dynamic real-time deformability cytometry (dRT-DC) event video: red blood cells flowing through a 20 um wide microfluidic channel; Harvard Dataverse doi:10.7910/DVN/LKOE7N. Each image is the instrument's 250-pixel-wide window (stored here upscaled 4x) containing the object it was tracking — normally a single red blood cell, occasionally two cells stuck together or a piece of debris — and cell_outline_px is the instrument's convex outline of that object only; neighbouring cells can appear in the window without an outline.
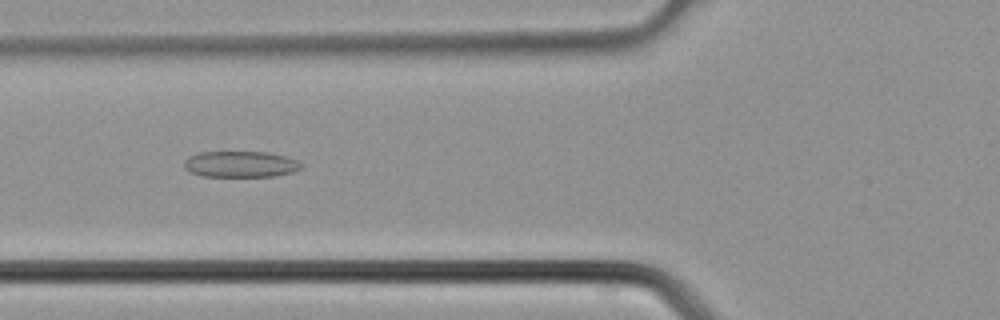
{"species": "common noctule bat (a hibernating species)", "species_latin": "Nyctalus noctula", "temperature_condition": "cold", "stored_images_in_passage": 27, "camera_frame_rate_fps": 3000, "um_per_image_px": 0.085, "animal": {"sex": "male", "body_mass_g": 21.5, "forearm_length_mm": 52.0}, "frame": {"image": 1, "passage_image": 3, "time_ms": 0.667, "image_size_px": [1000, 320], "cell_outline_px": [[304, 168], [292, 172], [276, 176], [204, 176], [192, 172], [184, 168], [184, 160], [188, 156], [200, 152], [268, 152], [284, 156], [296, 160], [304, 164]], "centroid_in_image_um": [20.47, 13.95], "position_along_channel_um": 105.3, "area_um2": 17.86}}
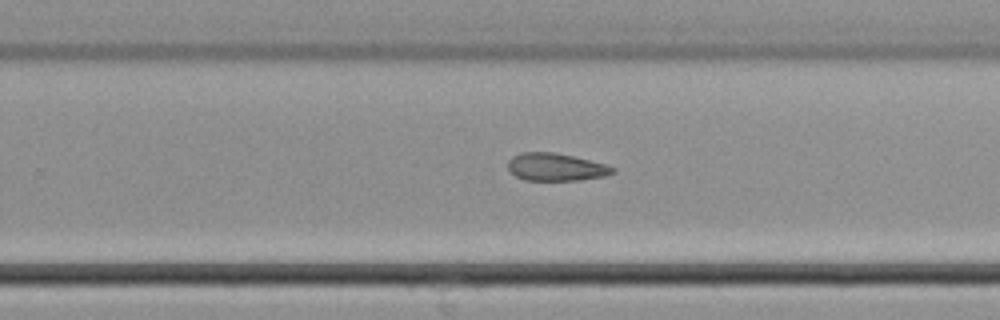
{"frame": {"image": 2, "passage_image": 13, "time_ms": 4.0, "image_size_px": [1000, 320], "cell_outline_px": [[616, 172], [604, 176], [576, 180], [524, 180], [516, 176], [508, 168], [508, 160], [512, 156], [520, 152], [552, 152], [572, 156], [604, 164], [616, 168]], "centroid_in_image_um": [47.22, 14.19], "position_along_channel_um": 282.6, "area_um2": 16.7}}
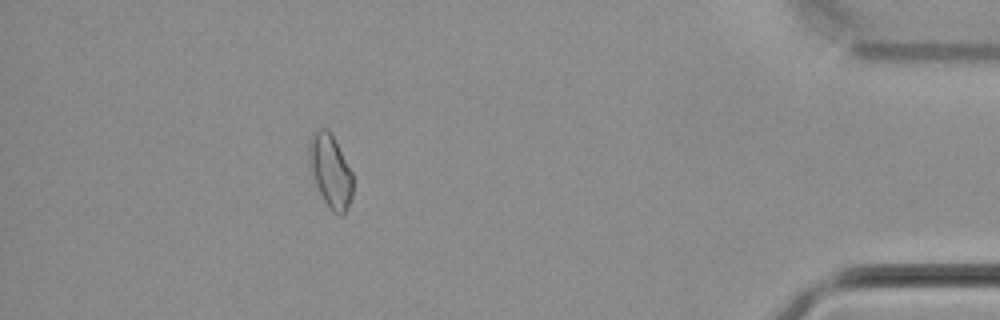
{"frame": {"image": 3, "passage_image": 23, "time_ms": 7.333, "image_size_px": [1000, 320], "cell_outline_px": [[352, 196], [344, 216], [340, 216], [332, 212], [324, 200], [316, 184], [308, 160], [308, 140], [312, 132], [316, 128], [328, 128], [352, 172]], "centroid_in_image_um": [28.07, 14.51], "position_along_channel_um": 407.1, "area_um2": 18.67}}